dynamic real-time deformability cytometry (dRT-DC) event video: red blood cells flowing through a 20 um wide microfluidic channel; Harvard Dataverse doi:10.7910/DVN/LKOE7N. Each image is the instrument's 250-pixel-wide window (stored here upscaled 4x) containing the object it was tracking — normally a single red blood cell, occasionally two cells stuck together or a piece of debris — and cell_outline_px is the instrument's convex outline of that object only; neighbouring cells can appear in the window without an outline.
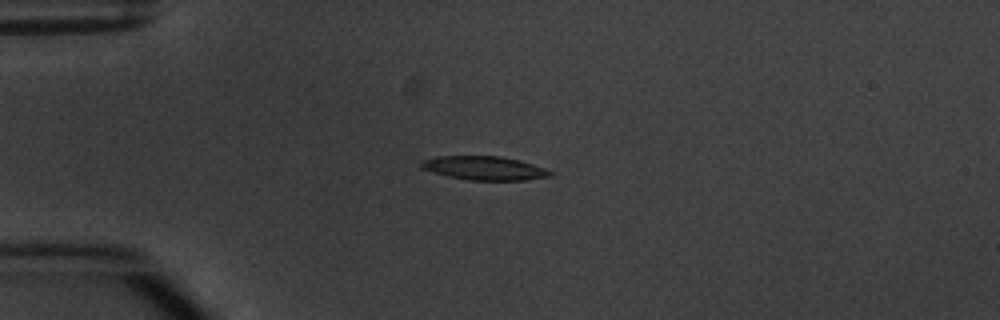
{"species": "common noctule bat (a hibernating species)", "species_latin": "Nyctalus noctula", "temperature_condition": "warm", "stored_images_in_passage": 5, "camera_frame_rate_fps": 3000, "um_per_image_px": 0.085, "animal": {"sex": "male", "body_mass_g": 20.1, "forearm_length_mm": 53.5}, "frame": {"image": 1, "passage_image": 3, "time_ms": 2.333, "image_size_px": [1000, 320], "cell_outline_px": [[556, 172], [552, 176], [524, 180], [468, 180], [448, 176], [432, 172], [420, 168], [420, 160], [436, 156], [500, 156], [520, 160]], "centroid_in_image_um": [41.16, 14.29], "position_along_channel_um": 43.8, "area_um2": 18.03}}